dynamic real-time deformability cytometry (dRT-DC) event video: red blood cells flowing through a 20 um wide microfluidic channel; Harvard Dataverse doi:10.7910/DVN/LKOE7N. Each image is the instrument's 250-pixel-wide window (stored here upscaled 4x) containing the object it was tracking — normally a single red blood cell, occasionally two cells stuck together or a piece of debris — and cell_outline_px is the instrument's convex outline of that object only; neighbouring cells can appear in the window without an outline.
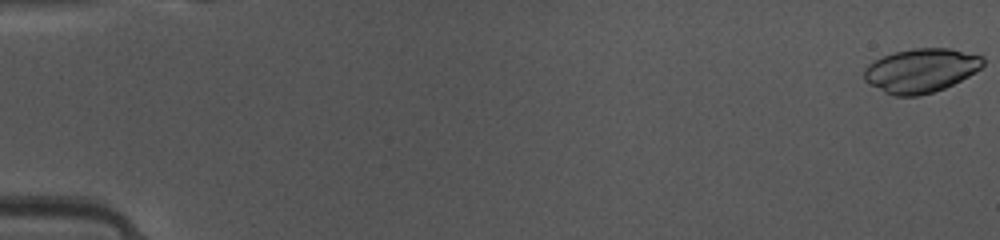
{"species": "common noctule bat (a hibernating species)", "species_latin": "Nyctalus noctula", "temperature_condition": "warm", "stored_images_in_passage": 49, "camera_frame_rate_fps": 3000, "um_per_image_px": 0.085, "animal": {"sex": "female", "body_mass_g": 10.0, "forearm_length_mm": 53.1}, "frame": {"image": 1, "passage_image": 1, "time_ms": 0.0, "image_size_px": [1000, 240], "cell_outline_px": [[984, 64], [976, 72], [944, 88], [920, 96], [892, 96], [868, 84], [864, 80], [864, 68], [868, 64], [892, 52], [912, 48], [948, 48], [984, 56]], "centroid_in_image_um": [78.26, 5.99], "position_along_channel_um": 6.7, "area_um2": 30.58}}